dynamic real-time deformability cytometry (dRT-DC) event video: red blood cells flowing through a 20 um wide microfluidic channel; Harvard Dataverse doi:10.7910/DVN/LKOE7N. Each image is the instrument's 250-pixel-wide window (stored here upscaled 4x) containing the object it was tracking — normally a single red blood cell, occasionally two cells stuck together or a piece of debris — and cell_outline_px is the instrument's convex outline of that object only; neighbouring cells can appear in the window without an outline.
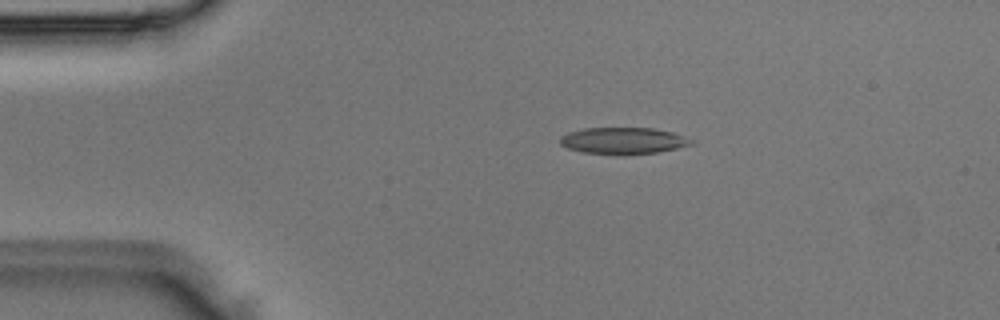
{"species": "Egyptian fruit bat (a non-hibernating species)", "species_latin": "Rousettus aegyptiacus", "temperature_condition": "room temperature", "stored_images_in_passage": 2, "camera_frame_rate_fps": 3000, "um_per_image_px": 0.085, "animal": {"sex": "male"}, "frame": {"image": 1, "passage_image": 1, "time_ms": 0.0, "image_size_px": [1000, 320], "cell_outline_px": [[696, 144], [656, 152], [624, 156], [584, 152], [568, 148], [560, 144], [560, 136], [568, 132], [584, 128], [652, 128], [672, 132], [696, 140]], "centroid_in_image_um": [53.0, 11.97], "position_along_channel_um": 32.0, "area_um2": 20.63}}